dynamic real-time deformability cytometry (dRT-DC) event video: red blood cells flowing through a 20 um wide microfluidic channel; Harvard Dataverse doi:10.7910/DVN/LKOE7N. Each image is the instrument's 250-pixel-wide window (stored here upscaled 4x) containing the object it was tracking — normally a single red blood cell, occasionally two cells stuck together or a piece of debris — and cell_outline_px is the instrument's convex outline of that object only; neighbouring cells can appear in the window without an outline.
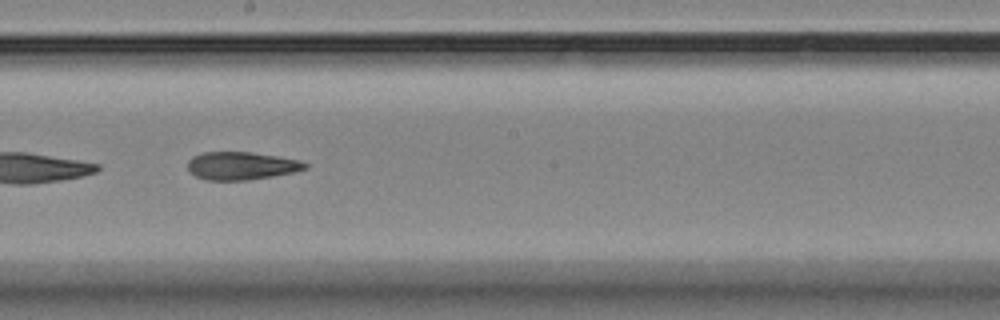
{"species": "Egyptian fruit bat (a non-hibernating species)", "species_latin": "Rousettus aegyptiacus", "temperature_condition": "room temperature", "stored_images_in_passage": 16, "segment_of_instrument_passage": [2, 2], "camera_frame_rate_fps": 3000, "um_per_image_px": 0.085, "animal": {"sex": "female"}, "frame": {"image": 1, "passage_image": 10, "time_ms": 10.333, "image_size_px": [1000, 320], "cell_outline_px": [[308, 168], [292, 172], [272, 176], [248, 180], [208, 180], [196, 176], [188, 168], [188, 160], [192, 156], [204, 152], [248, 152], [276, 156], [300, 160], [308, 164]], "centroid_in_image_um": [20.51, 14.09], "position_along_channel_um": 227.7, "area_um2": 18.9}}
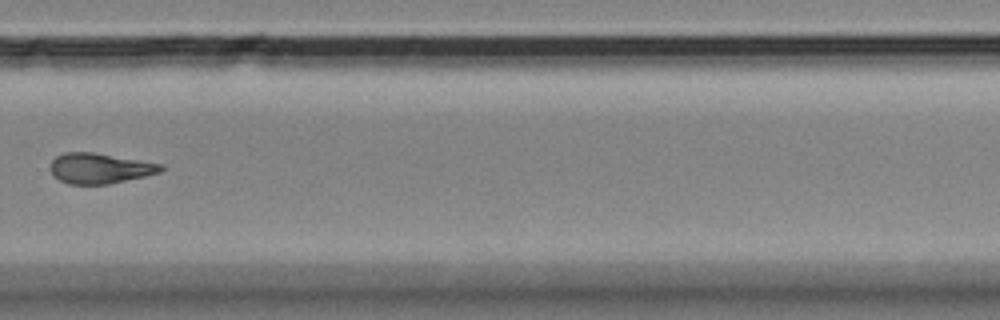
{"frame": {"image": 2, "passage_image": 12, "time_ms": 13.0, "image_size_px": [1000, 320], "cell_outline_px": [[164, 168], [160, 172], [144, 176], [108, 184], [68, 184], [52, 176], [52, 160], [56, 156], [64, 152], [92, 152], [160, 164]], "centroid_in_image_um": [8.44, 14.31], "position_along_channel_um": 321.4, "area_um2": 19.19}}